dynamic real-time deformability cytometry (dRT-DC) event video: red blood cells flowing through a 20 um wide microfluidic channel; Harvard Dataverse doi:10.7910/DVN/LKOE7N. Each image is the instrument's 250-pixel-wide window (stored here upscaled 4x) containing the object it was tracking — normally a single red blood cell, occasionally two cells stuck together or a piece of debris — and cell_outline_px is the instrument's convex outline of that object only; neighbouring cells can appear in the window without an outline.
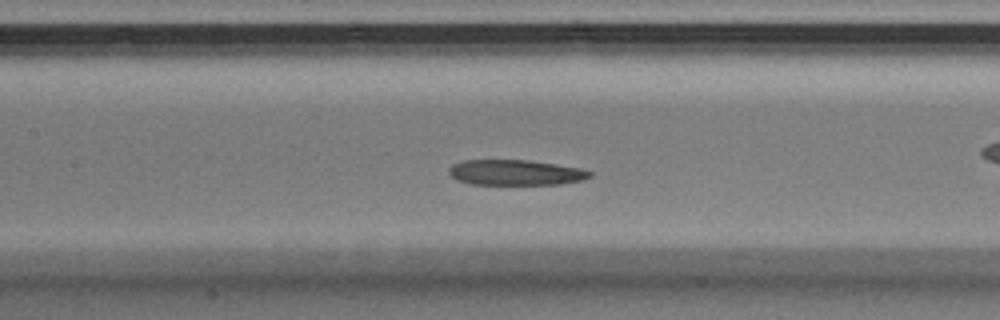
{"species": "Egyptian fruit bat (a non-hibernating species)", "species_latin": "Rousettus aegyptiacus", "temperature_condition": "warm", "stored_images_in_passage": 32, "camera_frame_rate_fps": 3000, "um_per_image_px": 0.085, "animal": {"sex": "male"}, "frame": {"image": 1, "passage_image": 10, "time_ms": 3.0, "image_size_px": [1000, 320], "cell_outline_px": [[592, 176], [580, 180], [560, 184], [472, 184], [456, 180], [448, 172], [448, 168], [452, 164], [460, 160], [528, 160], [556, 164], [580, 168], [592, 172]], "centroid_in_image_um": [43.77, 14.66], "position_along_channel_um": 163.6, "area_um2": 20.87}}